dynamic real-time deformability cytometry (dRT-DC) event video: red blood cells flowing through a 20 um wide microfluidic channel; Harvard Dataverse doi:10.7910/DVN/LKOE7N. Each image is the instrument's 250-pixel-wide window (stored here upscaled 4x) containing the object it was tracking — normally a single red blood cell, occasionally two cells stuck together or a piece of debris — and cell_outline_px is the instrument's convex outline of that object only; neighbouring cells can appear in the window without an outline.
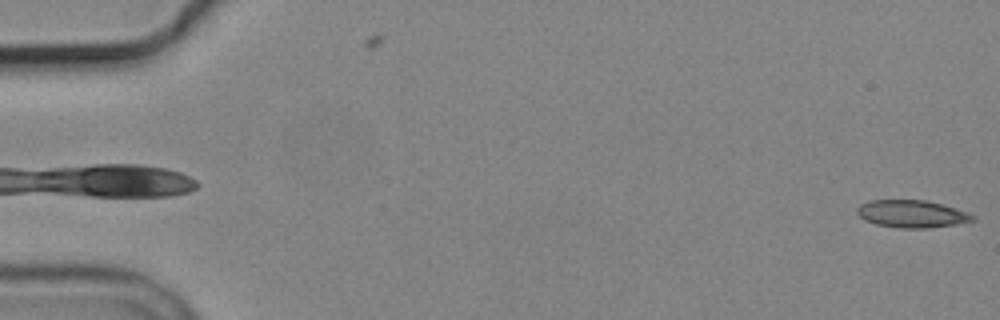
{"species": "common noctule bat (a hibernating species)", "species_latin": "Nyctalus noctula", "temperature_condition": "cold", "stored_images_in_passage": 6, "camera_frame_rate_fps": 3000, "um_per_image_px": 0.085, "animal": {"sex": "male", "body_mass_g": 19.2, "forearm_length_mm": 51.8}, "frame": {"image": 1, "passage_image": 6, "time_ms": 5.667, "image_size_px": [1000, 320], "cell_outline_px": [[976, 220], [956, 224], [924, 228], [896, 228], [876, 224], [864, 220], [856, 212], [856, 208], [860, 204], [868, 200], [924, 200], [956, 208], [968, 212], [976, 216]], "centroid_in_image_um": [77.49, 18.18], "position_along_channel_um": 7.5, "area_um2": 18.55}}